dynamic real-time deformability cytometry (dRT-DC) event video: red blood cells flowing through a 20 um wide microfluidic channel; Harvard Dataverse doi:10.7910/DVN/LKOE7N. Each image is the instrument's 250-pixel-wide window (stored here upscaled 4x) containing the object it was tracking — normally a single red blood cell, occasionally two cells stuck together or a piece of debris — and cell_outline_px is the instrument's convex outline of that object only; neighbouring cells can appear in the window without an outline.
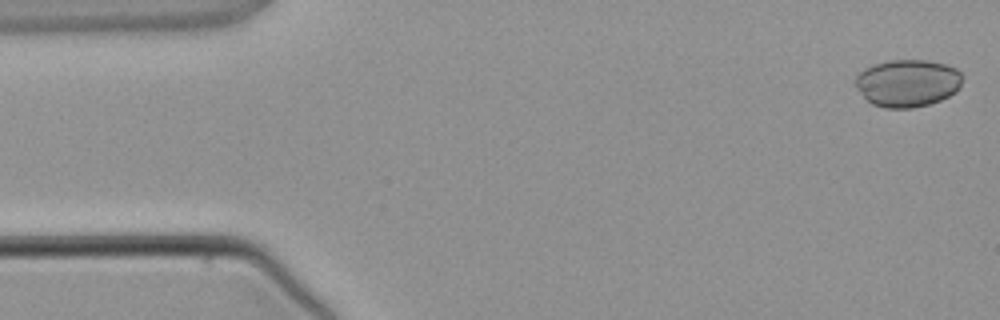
{"species": "common noctule bat (a hibernating species)", "species_latin": "Nyctalus noctula", "temperature_condition": "warm", "stored_images_in_passage": 4, "camera_frame_rate_fps": 3000, "um_per_image_px": 0.085, "animal": {"sex": "male", "body_mass_g": 21.5, "forearm_length_mm": 52.0}, "frame": {"image": 1, "passage_image": 1, "time_ms": 0.0, "image_size_px": [1000, 320], "cell_outline_px": [[964, 76], [960, 88], [956, 92], [940, 100], [928, 104], [912, 108], [884, 108], [872, 104], [856, 88], [856, 76], [864, 68], [888, 60], [928, 60], [944, 64], [956, 68]], "centroid_in_image_um": [77.17, 7.06], "position_along_channel_um": 7.8, "area_um2": 29.65}}
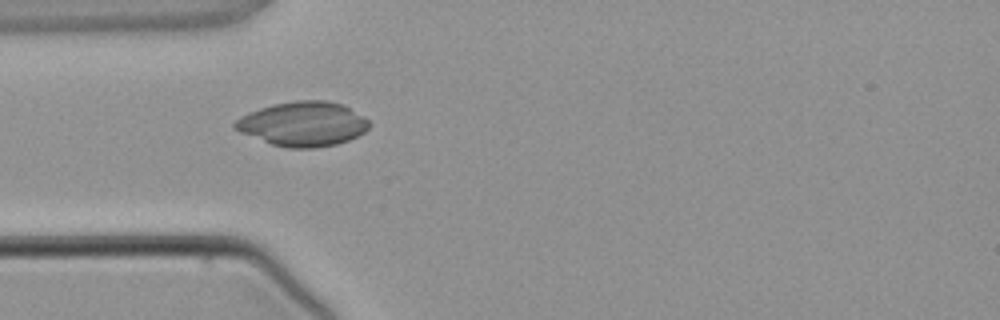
{"frame": {"image": 2, "passage_image": 4, "time_ms": 3.667, "image_size_px": [1000, 320], "cell_outline_px": [[372, 124], [364, 132], [348, 140], [336, 144], [312, 148], [288, 148], [272, 144], [240, 132], [232, 128], [232, 124], [240, 116], [260, 108], [272, 104], [296, 100], [328, 100], [340, 104], [348, 108], [368, 120]], "centroid_in_image_um": [25.72, 10.53], "position_along_channel_um": 59.3, "area_um2": 34.62}}